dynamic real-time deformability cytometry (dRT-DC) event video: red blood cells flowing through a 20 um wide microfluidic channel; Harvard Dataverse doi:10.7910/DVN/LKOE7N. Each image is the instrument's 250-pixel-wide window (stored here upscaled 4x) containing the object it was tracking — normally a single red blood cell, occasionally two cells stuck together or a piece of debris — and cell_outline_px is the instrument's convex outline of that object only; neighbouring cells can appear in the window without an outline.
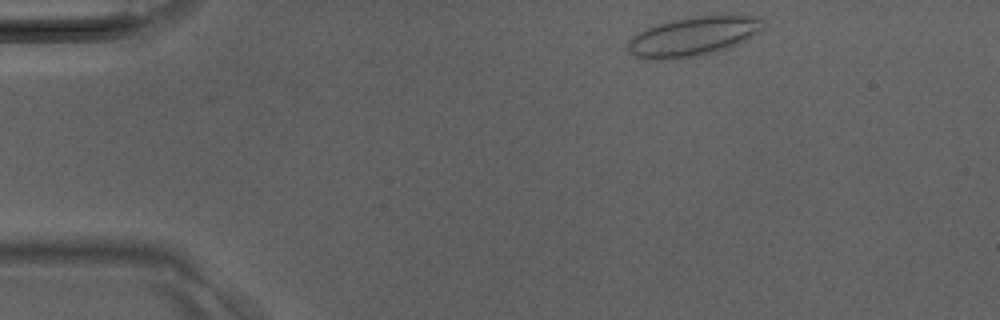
{"species": "Egyptian fruit bat (a non-hibernating species)", "species_latin": "Rousettus aegyptiacus", "temperature_condition": "room temperature", "stored_images_in_passage": 34, "camera_frame_rate_fps": 3000, "um_per_image_px": 0.085, "animal": {"sex": "male"}, "frame": {"image": 1, "passage_image": 1, "time_ms": 0.0, "image_size_px": [1000, 320], "cell_outline_px": [[764, 28], [760, 32], [748, 40], [728, 48], [704, 56], [676, 60], [644, 60], [632, 56], [628, 52], [628, 40], [636, 32], [672, 20], [696, 16], [760, 16]], "centroid_in_image_um": [58.89, 3.14], "position_along_channel_um": 26.1, "area_um2": 31.56}}
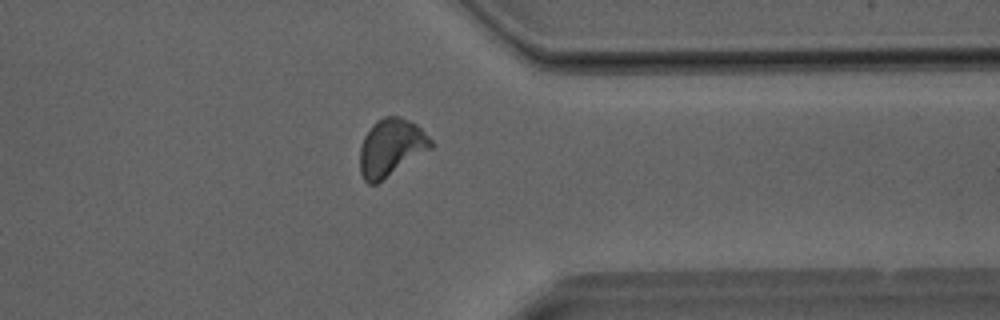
{"frame": {"image": 2, "passage_image": 26, "time_ms": 8.333, "image_size_px": [1000, 320], "cell_outline_px": [[436, 144], [432, 148], [376, 184], [368, 184], [364, 180], [360, 172], [360, 148], [364, 136], [372, 124], [376, 120], [384, 116], [400, 116], [416, 124]], "centroid_in_image_um": [33.24, 12.53], "position_along_channel_um": 378.2, "area_um2": 23.76}}
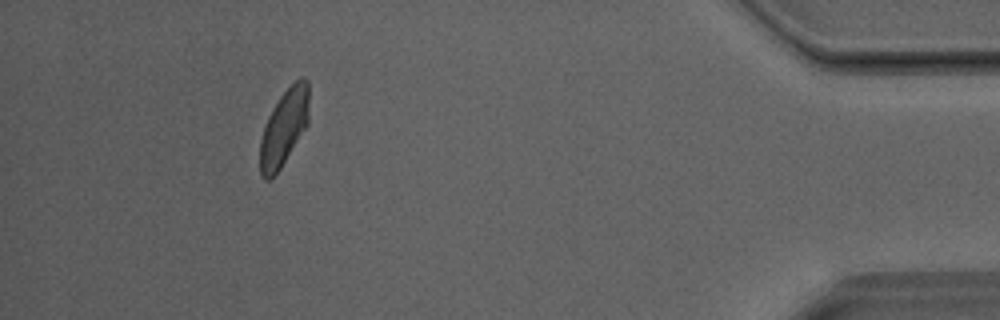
{"frame": {"image": 3, "passage_image": 31, "time_ms": 10.0, "image_size_px": [1000, 320], "cell_outline_px": [[308, 124], [280, 168], [268, 180], [264, 180], [260, 172], [260, 140], [268, 116], [272, 108], [280, 96], [300, 76], [308, 80]], "centroid_in_image_um": [24.14, 10.83], "position_along_channel_um": 411.1, "area_um2": 21.44}}